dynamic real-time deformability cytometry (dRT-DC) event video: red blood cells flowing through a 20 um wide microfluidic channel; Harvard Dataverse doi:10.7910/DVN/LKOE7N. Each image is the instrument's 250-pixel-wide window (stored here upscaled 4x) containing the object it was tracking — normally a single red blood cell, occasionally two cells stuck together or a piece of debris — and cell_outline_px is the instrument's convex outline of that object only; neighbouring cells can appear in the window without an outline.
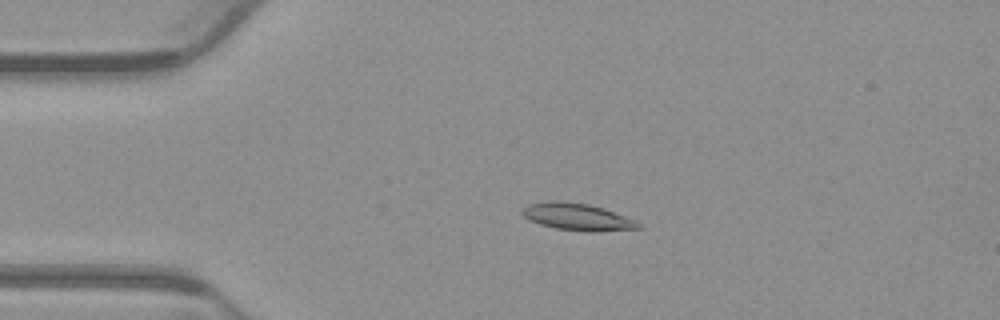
{"species": "common noctule bat (a hibernating species)", "species_latin": "Nyctalus noctula", "temperature_condition": "warm", "stored_images_in_passage": 54, "camera_frame_rate_fps": 3000, "um_per_image_px": 0.085, "animal": {"sex": "male", "body_mass_g": 23.1, "forearm_length_mm": 52.7}, "frame": {"image": 1, "passage_image": 12, "time_ms": 3.667, "image_size_px": [1000, 320], "cell_outline_px": [[640, 228], [596, 232], [588, 232], [556, 228], [540, 224], [524, 216], [520, 212], [520, 208], [528, 204], [548, 200], [556, 200], [588, 204], [604, 208], [636, 220], [640, 224]], "centroid_in_image_um": [49.05, 18.42], "position_along_channel_um": 35.9, "area_um2": 18.38}}
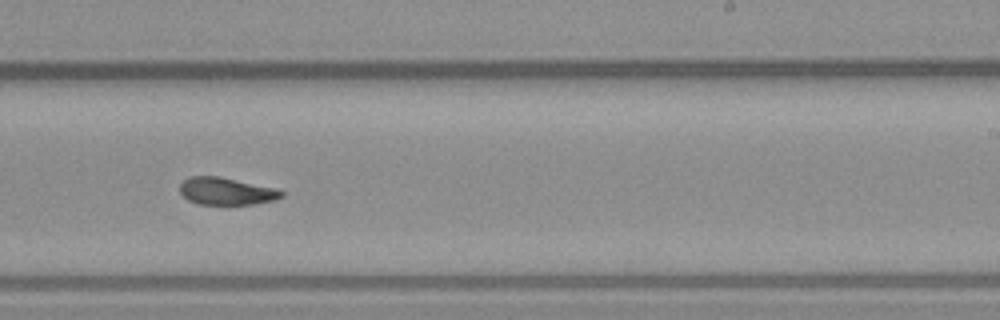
{"frame": {"image": 2, "passage_image": 33, "time_ms": 10.667, "image_size_px": [1000, 320], "cell_outline_px": [[284, 196], [276, 200], [252, 204], [200, 204], [188, 200], [180, 192], [180, 184], [188, 176], [220, 176], [276, 188], [284, 192]], "centroid_in_image_um": [19.25, 16.24], "position_along_channel_um": 269.7, "area_um2": 16.24}}
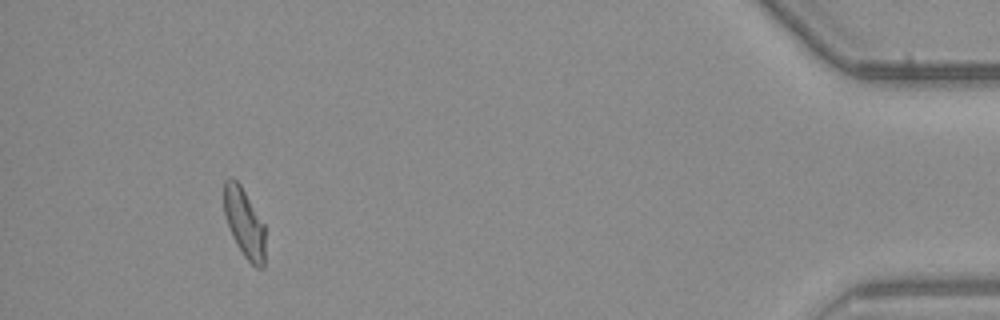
{"frame": {"image": 3, "passage_image": 50, "time_ms": 16.333, "image_size_px": [1000, 320], "cell_outline_px": [[264, 268], [256, 268], [244, 256], [236, 244], [232, 236], [224, 212], [224, 180], [228, 176], [232, 176], [240, 184], [264, 224]], "centroid_in_image_um": [20.75, 18.93], "position_along_channel_um": 414.4, "area_um2": 16.53}, "authors_computed_cell_mechanics": {"area_um2": 17.051, "velocity_mm_per_s": 3.8333, "shape_relaxation_time_tau1_ms": null, "shape_relaxation_time_tau2_ms": 6.8806, "deformation_change_tau1": null, "deformation_change_tau2": 0.1075}}